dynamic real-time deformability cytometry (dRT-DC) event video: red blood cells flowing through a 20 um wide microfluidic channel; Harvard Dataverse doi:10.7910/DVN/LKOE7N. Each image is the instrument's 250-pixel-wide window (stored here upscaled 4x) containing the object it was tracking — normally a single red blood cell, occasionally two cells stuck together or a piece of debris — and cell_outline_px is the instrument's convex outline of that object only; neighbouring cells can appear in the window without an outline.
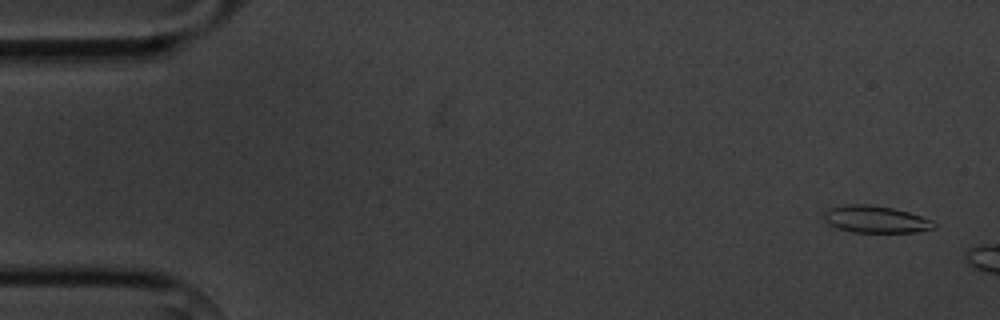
{"species": "common noctule bat (a hibernating species)", "species_latin": "Nyctalus noctula", "temperature_condition": "cold", "stored_images_in_passage": 2, "camera_frame_rate_fps": 3000, "um_per_image_px": 0.085, "animal": {"sex": "male", "body_mass_g": 20.1, "forearm_length_mm": 53.5}, "frame": {"image": 1, "passage_image": 1, "time_ms": 0.0, "image_size_px": [1000, 320], "cell_outline_px": [[936, 228], [916, 232], [852, 232], [836, 228], [828, 224], [824, 220], [824, 212], [828, 208], [848, 204], [868, 204], [892, 208], [908, 212], [932, 220], [936, 224]], "centroid_in_image_um": [74.41, 18.64], "position_along_channel_um": 10.6, "area_um2": 17.4}}